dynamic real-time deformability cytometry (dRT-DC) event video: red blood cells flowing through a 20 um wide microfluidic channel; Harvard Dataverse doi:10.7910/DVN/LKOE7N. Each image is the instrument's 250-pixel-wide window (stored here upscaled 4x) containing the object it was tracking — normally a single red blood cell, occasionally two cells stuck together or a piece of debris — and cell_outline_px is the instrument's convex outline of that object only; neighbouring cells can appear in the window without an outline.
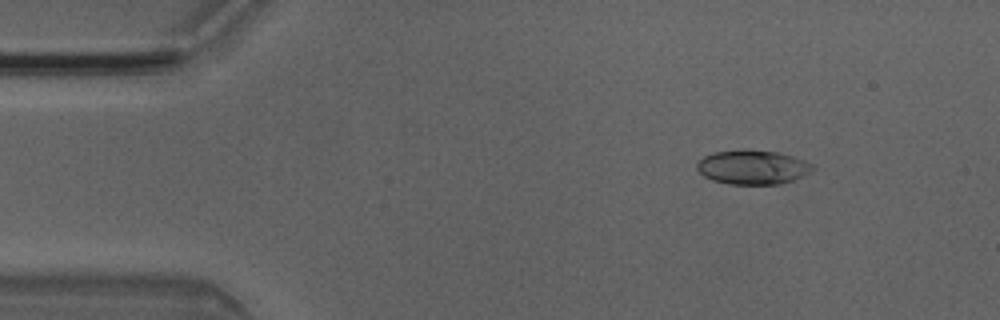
{"species": "Egyptian fruit bat (a non-hibernating species)", "species_latin": "Rousettus aegyptiacus", "temperature_condition": "room temperature", "stored_images_in_passage": 3, "camera_frame_rate_fps": 3000, "um_per_image_px": 0.085, "animal": {"sex": "male"}, "frame": {"image": 1, "passage_image": 2, "time_ms": 0.333, "image_size_px": [1000, 320], "cell_outline_px": [[816, 168], [804, 176], [780, 184], [728, 184], [712, 180], [704, 176], [696, 168], [696, 164], [704, 156], [712, 152], [748, 148], [776, 152], [792, 156], [804, 160], [812, 164]], "centroid_in_image_um": [63.97, 14.2], "position_along_channel_um": 21.0, "area_um2": 23.35}}